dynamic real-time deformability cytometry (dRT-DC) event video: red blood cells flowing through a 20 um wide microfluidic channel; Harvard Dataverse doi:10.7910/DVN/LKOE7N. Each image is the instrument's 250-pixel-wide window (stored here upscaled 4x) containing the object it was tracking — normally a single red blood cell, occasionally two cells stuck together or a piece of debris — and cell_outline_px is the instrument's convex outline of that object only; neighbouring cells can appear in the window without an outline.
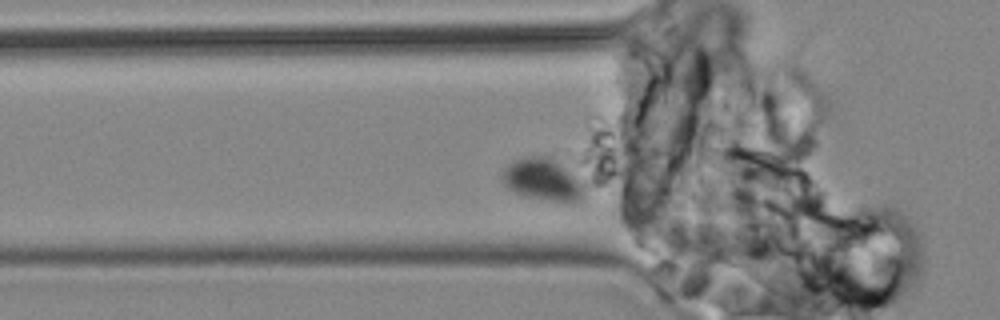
{"species": "common noctule bat (a hibernating species)", "species_latin": "Nyctalus noctula", "temperature_condition": "cold", "stored_images_in_passage": 4, "camera_frame_rate_fps": 3000, "um_per_image_px": 0.085, "animal": {"sex": "male", "body_mass_g": 19.2, "forearm_length_mm": 51.8}, "frame": {"image": 1, "passage_image": 3, "time_ms": 2.333, "image_size_px": [1000, 320], "cell_outline_px": [[584, 196], [580, 200], [548, 200], [524, 196], [508, 188], [504, 184], [500, 176], [504, 168], [508, 164], [516, 160], [528, 156], [544, 156], [556, 160], [580, 184], [584, 192]], "centroid_in_image_um": [46.02, 15.25], "position_along_channel_um": 79.8, "area_um2": 19.25}}